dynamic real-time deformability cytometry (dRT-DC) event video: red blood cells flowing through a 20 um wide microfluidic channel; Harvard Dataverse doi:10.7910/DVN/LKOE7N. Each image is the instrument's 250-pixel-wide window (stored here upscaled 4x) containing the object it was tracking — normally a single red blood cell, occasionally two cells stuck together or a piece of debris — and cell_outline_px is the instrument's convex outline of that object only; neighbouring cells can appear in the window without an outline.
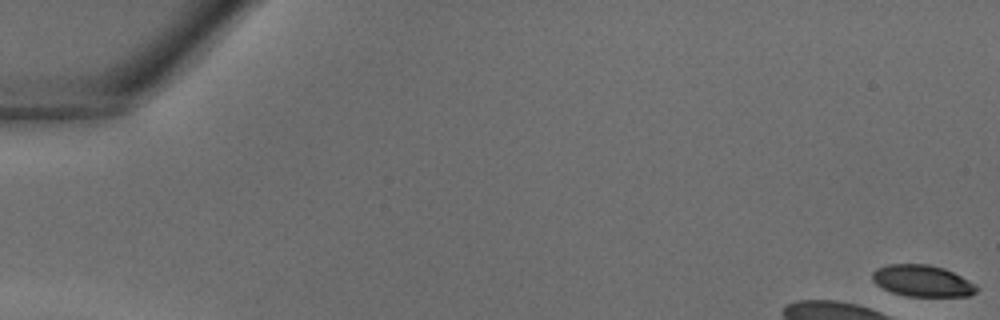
{"species": "common noctule bat (a hibernating species)", "species_latin": "Nyctalus noctula", "temperature_condition": "warm", "stored_images_in_passage": 5, "camera_frame_rate_fps": 3000, "um_per_image_px": 0.085, "animal": {"sex": "male", "body_mass_g": 18.8}, "frame": {"image": 1, "passage_image": 1, "time_ms": 0.0, "image_size_px": [1000, 320], "cell_outline_px": [[980, 288], [976, 292], [968, 296], [908, 296], [892, 292], [876, 284], [872, 280], [872, 272], [876, 268], [888, 264], [928, 264], [944, 268], [976, 284]], "centroid_in_image_um": [78.4, 23.87], "position_along_channel_um": 6.6, "area_um2": 19.13}}